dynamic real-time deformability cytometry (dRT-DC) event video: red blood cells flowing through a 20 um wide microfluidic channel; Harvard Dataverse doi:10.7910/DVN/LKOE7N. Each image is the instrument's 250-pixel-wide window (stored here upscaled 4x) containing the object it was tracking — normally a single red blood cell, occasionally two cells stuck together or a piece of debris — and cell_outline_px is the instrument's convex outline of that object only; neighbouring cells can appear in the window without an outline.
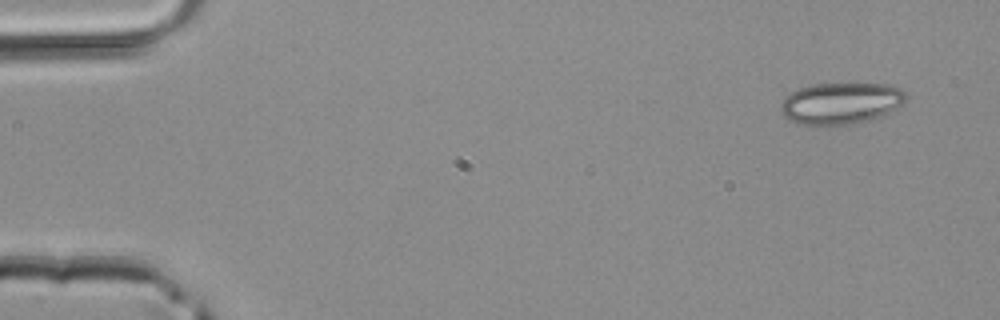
{"species": "common noctule bat (a hibernating species)", "species_latin": "Nyctalus noctula", "temperature_condition": "room temperature", "stored_images_in_passage": 4, "camera_frame_rate_fps": 3000, "um_per_image_px": 0.085, "animal": {"sex": "male", "body_mass_g": 20.4}, "frame": {"image": 1, "passage_image": 1, "time_ms": 0.0, "image_size_px": [1000, 320], "cell_outline_px": [[908, 100], [884, 116], [868, 120], [848, 124], [824, 128], [800, 124], [788, 120], [784, 116], [780, 108], [780, 104], [784, 96], [800, 88], [816, 84], [892, 84], [900, 88], [908, 96]], "centroid_in_image_um": [71.47, 8.81], "position_along_channel_um": 13.5, "area_um2": 31.04}}